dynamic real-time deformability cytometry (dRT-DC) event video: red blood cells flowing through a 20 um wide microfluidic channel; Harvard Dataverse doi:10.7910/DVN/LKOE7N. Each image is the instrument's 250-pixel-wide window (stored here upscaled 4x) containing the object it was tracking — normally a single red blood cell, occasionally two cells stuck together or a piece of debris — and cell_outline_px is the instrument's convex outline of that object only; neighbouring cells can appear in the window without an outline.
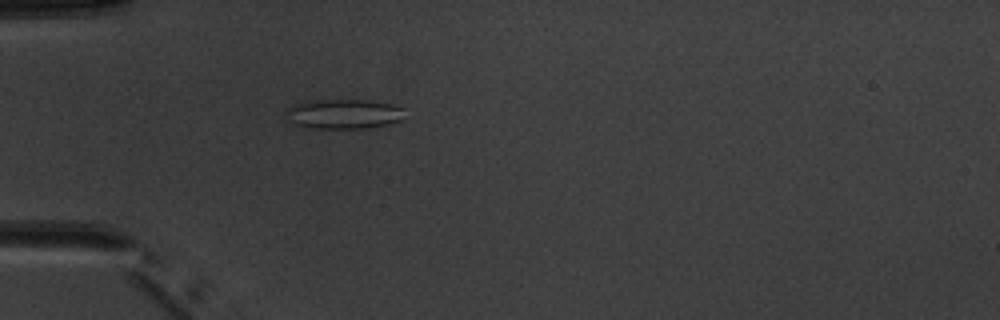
{"species": "common noctule bat (a hibernating species)", "species_latin": "Nyctalus noctula", "temperature_condition": "warm", "stored_images_in_passage": 4, "camera_frame_rate_fps": 3000, "um_per_image_px": 0.085, "animal": {"sex": "male", "body_mass_g": 20.1, "forearm_length_mm": 53.5}, "frame": {"image": 1, "passage_image": 4, "time_ms": 3.667, "image_size_px": [1000, 320], "cell_outline_px": [[404, 108], [400, 120], [388, 124], [368, 128], [308, 128], [296, 124], [288, 120], [284, 112], [288, 108], [296, 104], [308, 100], [368, 100], [392, 104]], "centroid_in_image_um": [29.18, 9.68], "position_along_channel_um": 55.8, "area_um2": 20.52}}